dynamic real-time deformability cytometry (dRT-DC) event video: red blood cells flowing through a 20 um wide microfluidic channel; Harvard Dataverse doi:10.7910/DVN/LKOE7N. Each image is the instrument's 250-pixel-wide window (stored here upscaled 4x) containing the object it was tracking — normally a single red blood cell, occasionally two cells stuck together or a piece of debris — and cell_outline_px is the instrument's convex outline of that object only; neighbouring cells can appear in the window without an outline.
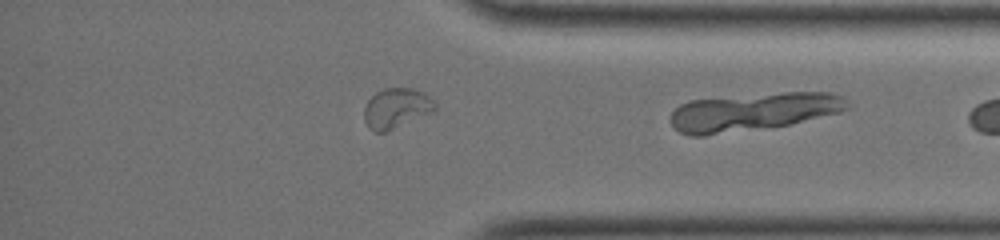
{"species": "common noctule bat (a hibernating species)", "species_latin": "Nyctalus noctula", "temperature_condition": "warm", "stored_images_in_passage": 32, "segment_of_instrument_passage": [2, 2], "camera_frame_rate_fps": 3000, "um_per_image_px": 0.085, "animal": {"sex": "female", "body_mass_g": 19.0, "forearm_length_mm": 51.5}, "frame": {"image": 1, "passage_image": 32, "time_ms": 10.333, "image_size_px": [1000, 240], "cell_outline_px": [[852, 108], [840, 112], [788, 124], [704, 136], [688, 136], [680, 132], [672, 124], [672, 112], [680, 104], [692, 100], [784, 92], [832, 92], [844, 96], [852, 104]], "centroid_in_image_um": [64.1, 9.49], "position_along_channel_um": 371.1, "area_um2": 38.9}}